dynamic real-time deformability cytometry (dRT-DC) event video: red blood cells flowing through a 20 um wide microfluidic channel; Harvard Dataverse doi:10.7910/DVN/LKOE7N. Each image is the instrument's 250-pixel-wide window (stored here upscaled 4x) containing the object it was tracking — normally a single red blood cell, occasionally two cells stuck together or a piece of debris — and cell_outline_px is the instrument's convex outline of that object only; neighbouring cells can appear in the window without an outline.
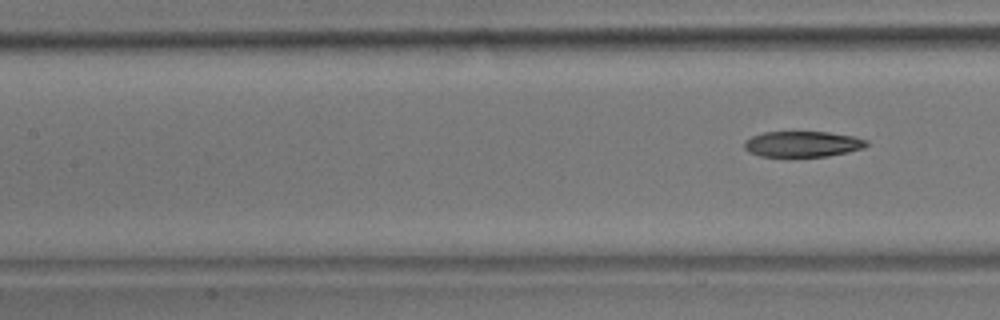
{"species": "common noctule bat (a hibernating species)", "species_latin": "Nyctalus noctula", "temperature_condition": "room temperature", "stored_images_in_passage": 8, "segment_of_instrument_passage": [2, 2], "camera_frame_rate_fps": 3000, "um_per_image_px": 0.085, "animal": {"sex": "male", "body_mass_g": 17.9}, "frame": {"image": 1, "passage_image": 8, "time_ms": 2.333, "image_size_px": [1000, 320], "cell_outline_px": [[868, 144], [864, 148], [848, 152], [828, 156], [760, 156], [748, 152], [744, 148], [744, 140], [752, 136], [764, 132], [828, 132], [852, 136], [868, 140]], "centroid_in_image_um": [68.21, 12.24], "position_along_channel_um": 139.2, "area_um2": 18.32}}